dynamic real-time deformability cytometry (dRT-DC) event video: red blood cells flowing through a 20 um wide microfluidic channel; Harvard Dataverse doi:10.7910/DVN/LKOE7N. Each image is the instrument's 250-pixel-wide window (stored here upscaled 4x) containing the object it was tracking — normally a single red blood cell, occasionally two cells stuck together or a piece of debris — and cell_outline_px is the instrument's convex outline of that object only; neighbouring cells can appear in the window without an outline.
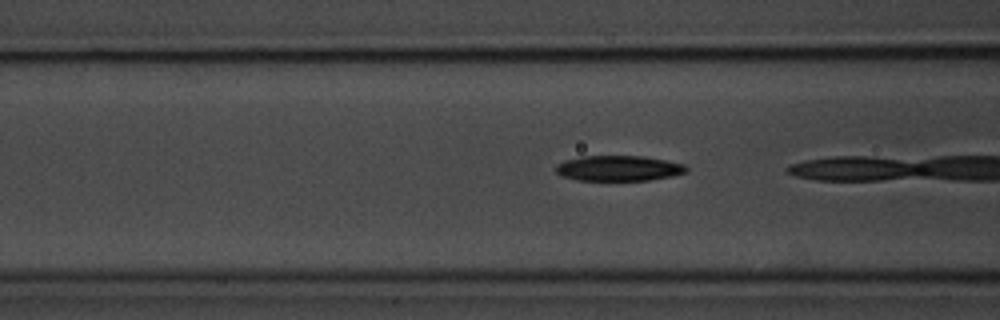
{"species": "common noctule bat (a hibernating species)", "species_latin": "Nyctalus noctula", "temperature_condition": "room temperature", "stored_images_in_passage": 5, "camera_frame_rate_fps": 3000, "um_per_image_px": 0.085, "animal": {"sex": "male", "body_mass_g": 20.1, "forearm_length_mm": 53.5}, "frame": {"image": 1, "passage_image": 4, "time_ms": 1.0, "image_size_px": [1000, 320], "cell_outline_px": [[688, 172], [672, 176], [648, 180], [576, 180], [560, 176], [556, 172], [556, 164], [564, 160], [580, 156], [640, 156], [664, 160], [684, 164], [688, 168]], "centroid_in_image_um": [52.55, 14.3], "position_along_channel_um": 114.1, "area_um2": 19.36}}